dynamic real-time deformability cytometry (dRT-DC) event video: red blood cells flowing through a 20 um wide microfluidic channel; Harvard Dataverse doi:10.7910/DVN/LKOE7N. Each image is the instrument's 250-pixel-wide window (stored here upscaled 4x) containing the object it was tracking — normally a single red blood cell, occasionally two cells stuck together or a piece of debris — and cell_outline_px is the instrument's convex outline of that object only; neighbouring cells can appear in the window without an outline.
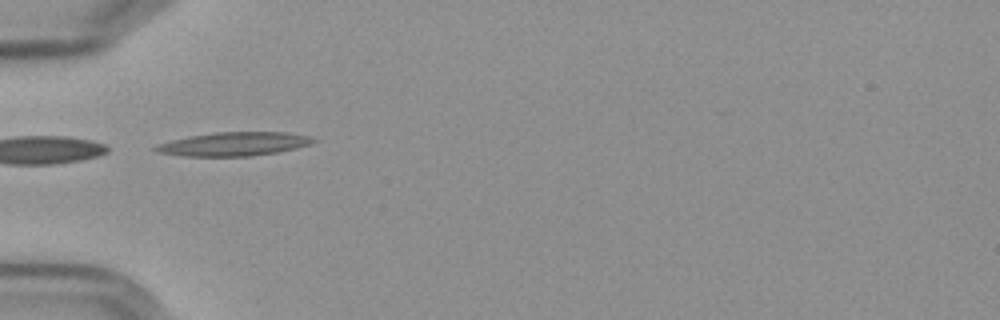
{"species": "Egyptian fruit bat (a non-hibernating species)", "species_latin": "Rousettus aegyptiacus", "temperature_condition": "cold", "stored_images_in_passage": 39, "camera_frame_rate_fps": 3000, "um_per_image_px": 0.085, "frame": {"image": 1, "passage_image": 1, "time_ms": 0.0, "image_size_px": [1000, 320], "cell_outline_px": [[316, 140], [308, 144], [296, 148], [276, 152], [252, 156], [180, 156], [156, 152], [148, 148], [156, 144], [188, 136], [216, 132], [284, 132], [308, 136]], "centroid_in_image_um": [19.75, 12.24], "position_along_channel_um": 65.2, "area_um2": 21.79}}
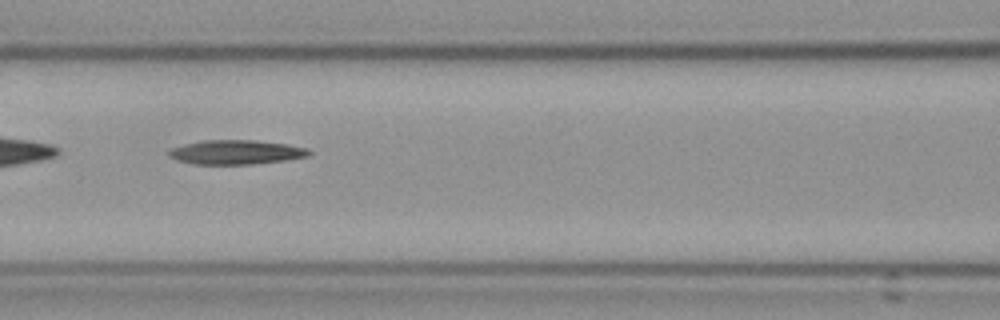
{"frame": {"image": 2, "passage_image": 8, "time_ms": 2.333, "image_size_px": [1000, 320], "cell_outline_px": [[312, 152], [308, 156], [284, 160], [252, 164], [196, 164], [176, 160], [168, 156], [168, 152], [172, 148], [184, 144], [204, 140], [256, 140], [288, 144], [308, 148]], "centroid_in_image_um": [20.07, 12.93], "position_along_channel_um": 146.5, "area_um2": 19.83}}
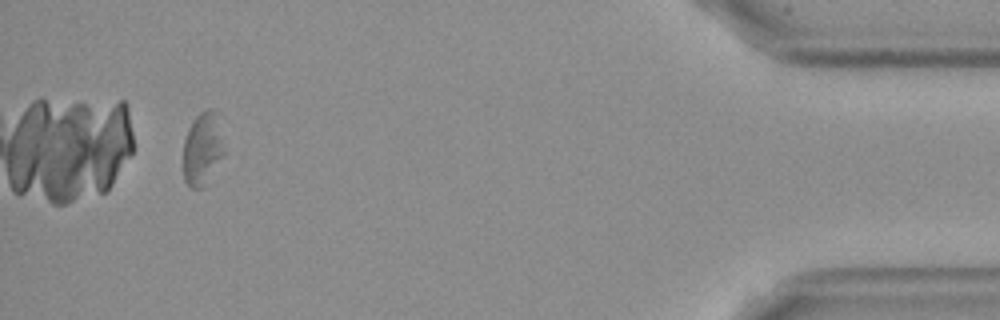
{"frame": {"image": 3, "passage_image": 36, "time_ms": 11.667, "image_size_px": [1000, 320], "cell_outline_px": [[224, 152], [204, 188], [192, 188], [184, 180], [184, 140], [188, 128], [196, 116], [200, 112], [208, 108], [212, 108], [216, 112]], "centroid_in_image_um": [17.19, 12.65], "position_along_channel_um": 418.0, "area_um2": 16.99}}